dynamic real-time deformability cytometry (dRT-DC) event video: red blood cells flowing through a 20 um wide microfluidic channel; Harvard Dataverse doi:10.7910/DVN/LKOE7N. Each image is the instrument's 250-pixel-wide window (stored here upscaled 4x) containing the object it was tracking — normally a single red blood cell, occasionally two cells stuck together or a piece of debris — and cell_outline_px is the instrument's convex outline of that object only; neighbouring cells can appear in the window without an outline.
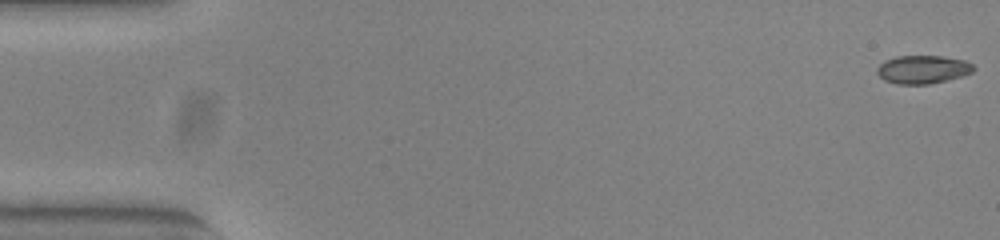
{"species": "common noctule bat (a hibernating species)", "species_latin": "Nyctalus noctula", "temperature_condition": "warm", "stored_images_in_passage": 16, "camera_frame_rate_fps": 3000, "um_per_image_px": 0.085, "animal": {"sex": "female", "body_mass_g": 23.0, "forearm_length_mm": 53.4}, "frame": {"image": 1, "passage_image": 1, "time_ms": 0.0, "image_size_px": [1000, 240], "cell_outline_px": [[976, 68], [972, 72], [960, 76], [928, 84], [896, 84], [884, 80], [876, 72], [876, 68], [884, 60], [896, 56], [940, 56], [964, 60], [972, 64]], "centroid_in_image_um": [78.39, 5.89], "position_along_channel_um": 6.6, "area_um2": 15.78}}
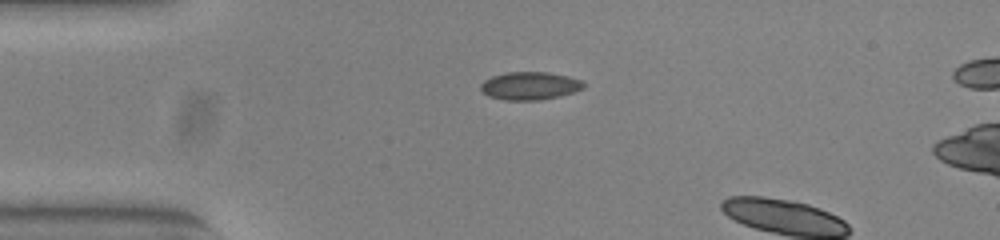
{"frame": {"image": 2, "passage_image": 13, "time_ms": 4.0, "image_size_px": [1000, 240], "cell_outline_px": [[584, 88], [560, 96], [540, 100], [504, 100], [488, 96], [480, 88], [480, 84], [484, 80], [492, 76], [508, 72], [548, 72], [568, 76], [580, 80], [584, 84]], "centroid_in_image_um": [45.02, 7.29], "position_along_channel_um": 40.0, "area_um2": 16.7}}